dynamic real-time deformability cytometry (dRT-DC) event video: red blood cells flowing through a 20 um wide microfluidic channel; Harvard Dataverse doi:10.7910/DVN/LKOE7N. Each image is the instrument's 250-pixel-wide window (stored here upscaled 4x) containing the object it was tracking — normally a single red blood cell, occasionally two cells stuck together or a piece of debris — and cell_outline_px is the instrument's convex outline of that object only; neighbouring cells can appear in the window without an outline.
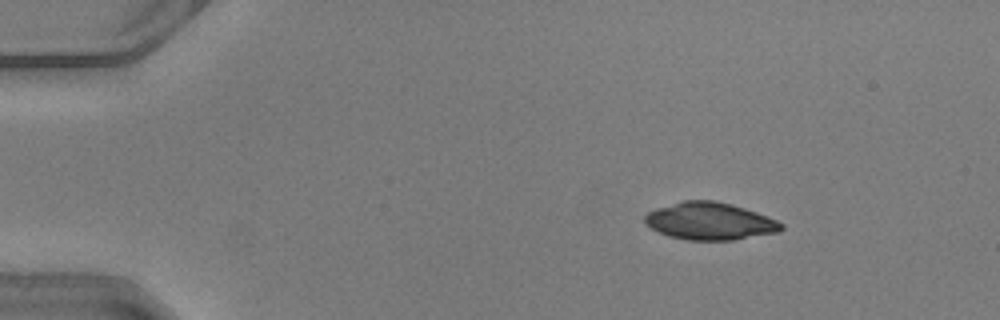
{"species": "common noctule bat (a hibernating species)", "species_latin": "Nyctalus noctula", "temperature_condition": "warm", "stored_images_in_passage": 49, "camera_frame_rate_fps": 3000, "um_per_image_px": 0.085, "animal": {"sex": "male", "body_mass_g": 20.5, "forearm_length_mm": 52.5}, "frame": {"image": 1, "passage_image": 7, "time_ms": 2.0, "image_size_px": [1000, 320], "cell_outline_px": [[784, 228], [780, 232], [732, 240], [688, 240], [668, 236], [644, 224], [644, 216], [648, 212], [656, 208], [684, 200], [716, 200], [732, 204], [756, 212], [776, 220], [784, 224]], "centroid_in_image_um": [60.34, 18.8], "position_along_channel_um": 24.7, "area_um2": 29.77}}
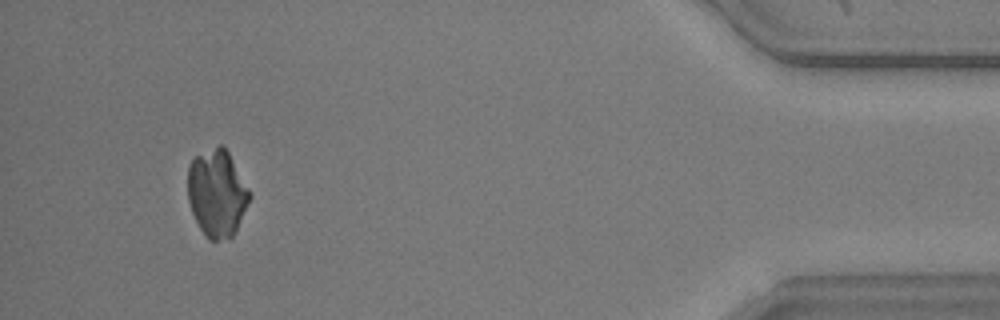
{"frame": {"image": 2, "passage_image": 46, "time_ms": 15.0, "image_size_px": [1000, 320], "cell_outline_px": [[252, 196], [236, 232], [228, 240], [208, 240], [200, 228], [192, 212], [188, 200], [188, 168], [192, 160], [196, 156], [220, 144], [224, 144]], "centroid_in_image_um": [18.45, 16.45], "position_along_channel_um": 416.7, "area_um2": 31.39}}